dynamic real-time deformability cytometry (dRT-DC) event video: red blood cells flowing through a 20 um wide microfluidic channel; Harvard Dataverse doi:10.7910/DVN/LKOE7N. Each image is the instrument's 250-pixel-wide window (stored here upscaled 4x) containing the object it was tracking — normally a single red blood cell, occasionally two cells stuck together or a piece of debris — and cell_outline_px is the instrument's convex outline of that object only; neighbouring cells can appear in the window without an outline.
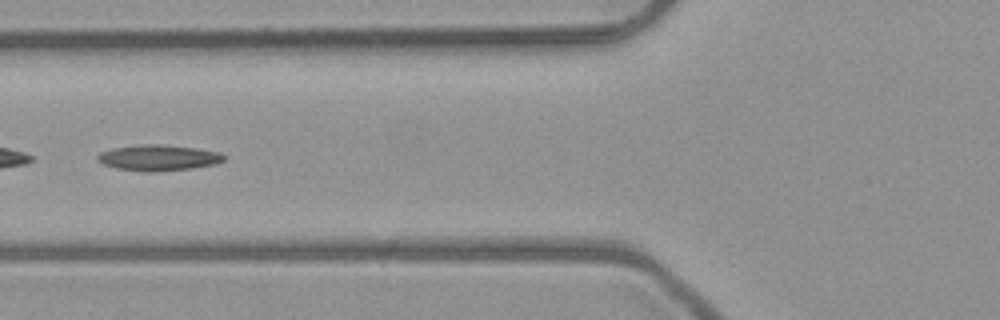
{"species": "common noctule bat (a hibernating species)", "species_latin": "Nyctalus noctula", "temperature_condition": "room temperature", "stored_images_in_passage": 50, "camera_frame_rate_fps": 3000, "um_per_image_px": 0.085, "animal": {"sex": "male", "body_mass_g": 23.1, "forearm_length_mm": 52.7}, "frame": {"image": 1, "passage_image": 20, "time_ms": 6.333, "image_size_px": [1000, 320], "cell_outline_px": [[224, 160], [216, 164], [192, 168], [148, 172], [116, 168], [104, 164], [96, 160], [96, 156], [100, 152], [112, 148], [148, 144], [160, 144], [196, 148], [220, 152], [224, 156]], "centroid_in_image_um": [13.45, 13.4], "position_along_channel_um": 112.3, "area_um2": 18.9}}
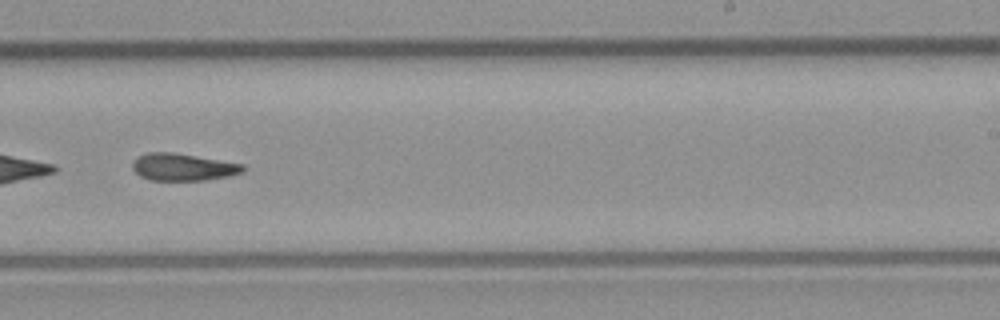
{"frame": {"image": 2, "passage_image": 32, "time_ms": 10.333, "image_size_px": [1000, 320], "cell_outline_px": [[244, 172], [228, 176], [204, 180], [148, 180], [140, 176], [132, 168], [132, 164], [136, 156], [148, 152], [172, 152], [244, 164]], "centroid_in_image_um": [15.52, 14.2], "position_along_channel_um": 273.5, "area_um2": 17.51}}
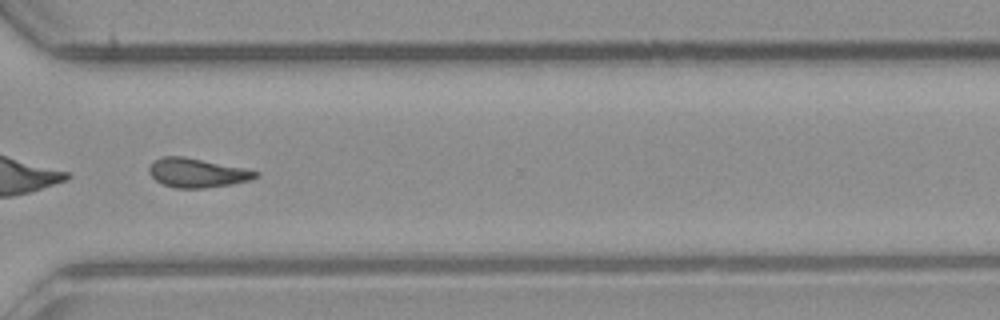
{"frame": {"image": 3, "passage_image": 38, "time_ms": 12.333, "image_size_px": [1000, 320], "cell_outline_px": [[260, 172], [256, 176], [248, 180], [228, 184], [204, 188], [176, 188], [164, 184], [156, 180], [148, 172], [148, 168], [152, 160], [160, 156], [184, 156], [244, 168]], "centroid_in_image_um": [16.68, 14.67], "position_along_channel_um": 353.9, "area_um2": 17.92}, "authors_computed_cell_mechanics": {"area_um2": 18.4671, "velocity_mm_per_s": 4.0221, "shape_relaxation_time_tau1_ms": null, "shape_relaxation_time_tau2_ms": 10.2898, "deformation_change_tau1": null, "deformation_change_tau2": 0.2163}}